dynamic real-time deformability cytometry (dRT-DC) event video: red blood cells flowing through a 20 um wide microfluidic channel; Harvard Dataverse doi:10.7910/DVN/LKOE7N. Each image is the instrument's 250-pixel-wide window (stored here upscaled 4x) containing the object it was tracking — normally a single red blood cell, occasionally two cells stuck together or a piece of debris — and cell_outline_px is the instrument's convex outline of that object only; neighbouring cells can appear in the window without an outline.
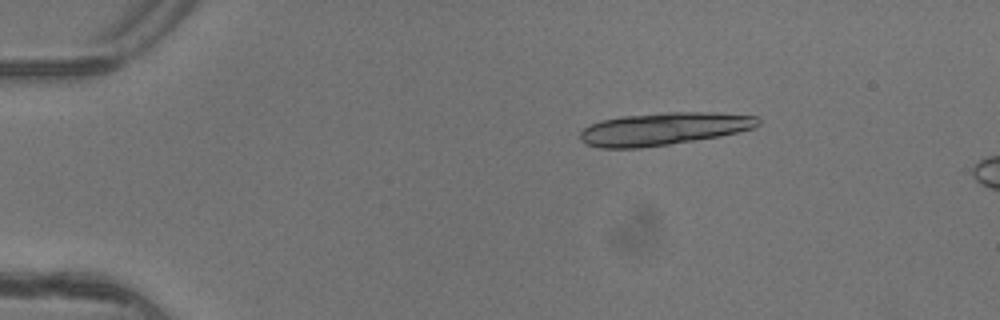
{"species": "common noctule bat (a hibernating species)", "species_latin": "Nyctalus noctula", "temperature_condition": "warm", "stored_images_in_passage": 5, "camera_frame_rate_fps": 3000, "um_per_image_px": 0.085, "animal": {"sex": "female"}, "frame": {"image": 1, "passage_image": 3, "time_ms": 0.667, "image_size_px": [1000, 320], "cell_outline_px": [[760, 124], [756, 128], [720, 136], [696, 140], [640, 148], [600, 148], [588, 144], [580, 140], [580, 132], [584, 128], [600, 120], [620, 116], [664, 112], [712, 112], [756, 116], [760, 120]], "centroid_in_image_um": [56.42, 10.94], "position_along_channel_um": 28.6, "area_um2": 33.93}}